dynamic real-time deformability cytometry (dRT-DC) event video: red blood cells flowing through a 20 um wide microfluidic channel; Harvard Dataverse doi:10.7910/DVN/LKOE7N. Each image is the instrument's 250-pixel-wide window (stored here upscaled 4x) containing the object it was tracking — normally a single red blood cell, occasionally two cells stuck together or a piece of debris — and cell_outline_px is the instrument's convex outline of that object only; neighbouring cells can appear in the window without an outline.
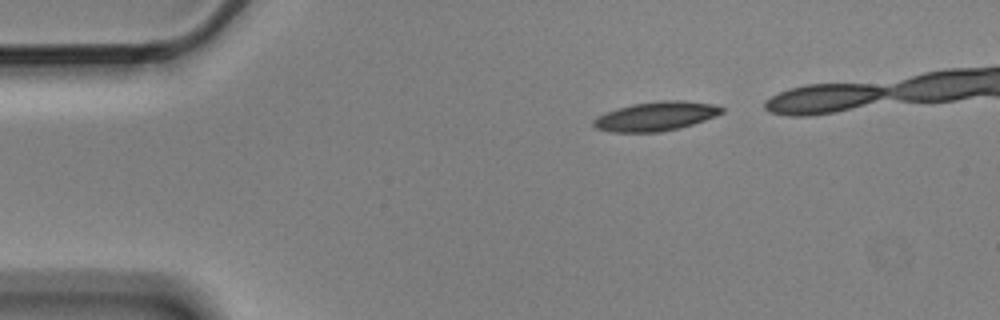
{"species": "Egyptian fruit bat (a non-hibernating species)", "species_latin": "Rousettus aegyptiacus", "temperature_condition": "cold", "stored_images_in_passage": 5, "segment_of_instrument_passage": [1, 2], "camera_frame_rate_fps": 3000, "um_per_image_px": 0.085, "animal": {"sex": "male"}, "frame": {"image": 1, "passage_image": 1, "time_ms": 0.0, "image_size_px": [1000, 320], "cell_outline_px": [[724, 112], [716, 116], [692, 124], [660, 132], [608, 132], [596, 128], [592, 124], [592, 120], [596, 116], [604, 112], [616, 108], [632, 104], [660, 100], [684, 100], [716, 104], [724, 108]], "centroid_in_image_um": [55.72, 9.87], "position_along_channel_um": 29.3, "area_um2": 22.02}}
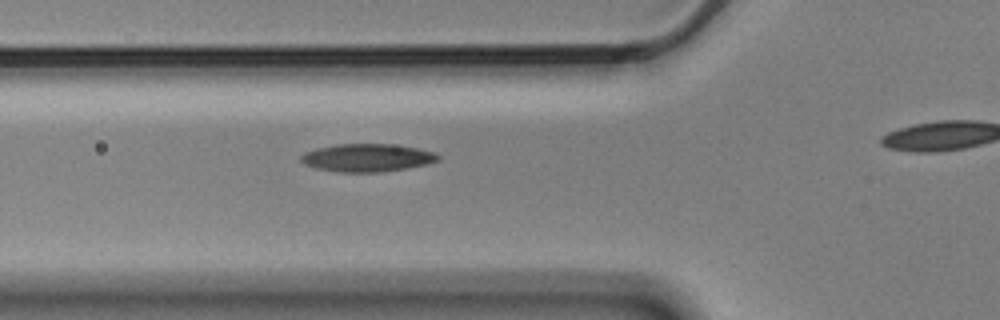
{"frame": {"image": 2, "passage_image": 4, "time_ms": 1.0, "image_size_px": [1000, 320], "cell_outline_px": [[440, 160], [428, 164], [408, 168], [380, 172], [340, 172], [316, 168], [304, 164], [300, 160], [300, 156], [304, 152], [316, 148], [336, 144], [392, 144], [416, 148], [436, 152], [440, 156]], "centroid_in_image_um": [31.22, 13.4], "position_along_channel_um": 94.6, "area_um2": 22.43}}